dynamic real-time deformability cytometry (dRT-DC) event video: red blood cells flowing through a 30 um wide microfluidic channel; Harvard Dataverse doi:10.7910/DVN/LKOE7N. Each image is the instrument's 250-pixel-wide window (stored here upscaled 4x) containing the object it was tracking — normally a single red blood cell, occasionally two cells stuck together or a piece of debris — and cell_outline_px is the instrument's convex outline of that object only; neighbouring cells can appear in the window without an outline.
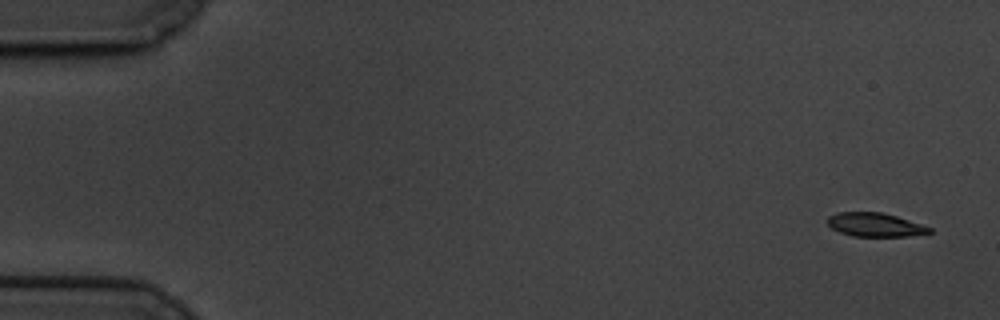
{"species": "common noctule bat (a hibernating species)", "species_latin": "Nyctalus noctula", "temperature_condition": "cold", "stored_images_in_passage": 58, "camera_frame_rate_fps": 3000, "um_per_image_px": 0.085, "animal": {"sex": "male", "body_mass_g": 19.5, "forearm_length_mm": 54.6}, "frame": {"image": 1, "passage_image": 1, "time_ms": 0.0, "image_size_px": [1000, 320], "cell_outline_px": [[932, 232], [908, 236], [852, 236], [840, 232], [832, 228], [828, 224], [828, 216], [836, 212], [880, 212], [896, 216], [932, 228]], "centroid_in_image_um": [74.35, 19.1], "position_along_channel_um": 10.6, "area_um2": 13.93}}
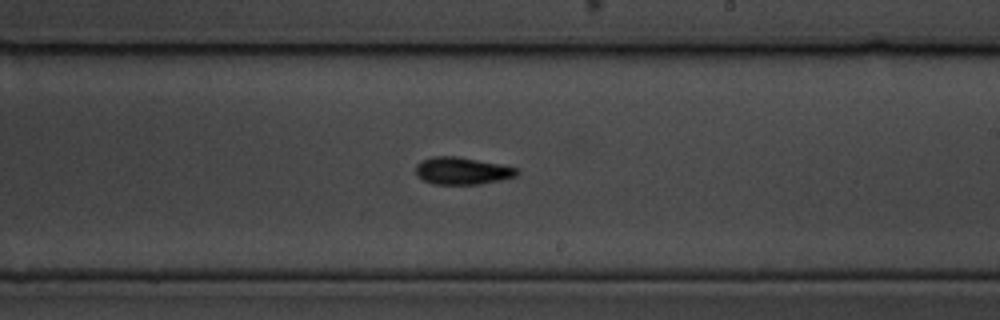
{"frame": {"image": 2, "passage_image": 34, "time_ms": 11.0, "image_size_px": [1000, 320], "cell_outline_px": [[520, 172], [516, 176], [500, 180], [480, 184], [432, 184], [424, 180], [416, 172], [416, 164], [420, 160], [432, 156], [456, 156], [500, 164], [520, 168]], "centroid_in_image_um": [39.3, 14.51], "position_along_channel_um": 249.7, "area_um2": 16.13}}
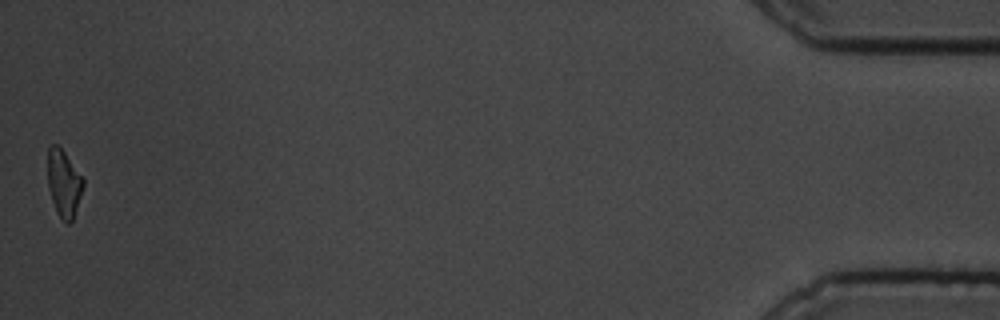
{"frame": {"image": 3, "passage_image": 58, "time_ms": 19.0, "image_size_px": [1000, 320], "cell_outline_px": [[84, 184], [72, 220], [68, 224], [56, 212], [48, 188], [48, 148], [52, 144], [56, 144], [64, 152], [84, 176]], "centroid_in_image_um": [5.43, 15.55], "position_along_channel_um": 429.8, "area_um2": 13.76}, "authors_computed_cell_mechanics": {"area_um2": 15.606, "velocity_mm_per_s": 3.3842, "shape_relaxation_time_tau1_ms": 3.8676, "shape_relaxation_time_tau2_ms": 6.0719, "deformation_change_tau1": 0.1366, "deformation_change_tau2": 0.131}}